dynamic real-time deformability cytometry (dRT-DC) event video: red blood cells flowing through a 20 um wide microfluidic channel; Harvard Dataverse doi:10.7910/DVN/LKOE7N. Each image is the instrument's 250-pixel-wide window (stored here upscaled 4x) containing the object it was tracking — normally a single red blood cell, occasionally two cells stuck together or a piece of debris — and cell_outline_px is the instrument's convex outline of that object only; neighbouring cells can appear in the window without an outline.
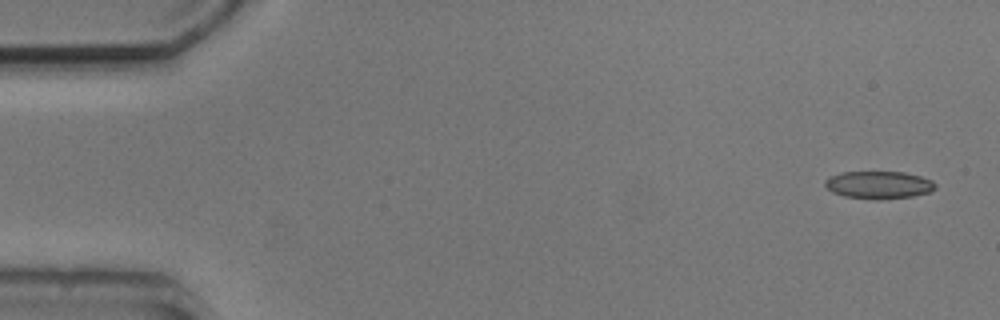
{"species": "common noctule bat (a hibernating species)", "species_latin": "Nyctalus noctula", "temperature_condition": "cold", "stored_images_in_passage": 6, "camera_frame_rate_fps": 3000, "um_per_image_px": 0.085, "animal": {"sex": "male", "body_mass_g": 20.5, "forearm_length_mm": 52.5}, "frame": {"image": 1, "passage_image": 1, "time_ms": 0.0, "image_size_px": [1000, 320], "cell_outline_px": [[936, 188], [932, 192], [912, 196], [876, 200], [844, 196], [832, 192], [824, 184], [824, 180], [828, 176], [840, 172], [904, 172], [920, 176], [932, 180], [936, 184]], "centroid_in_image_um": [74.69, 15.71], "position_along_channel_um": 10.3, "area_um2": 17.92}}
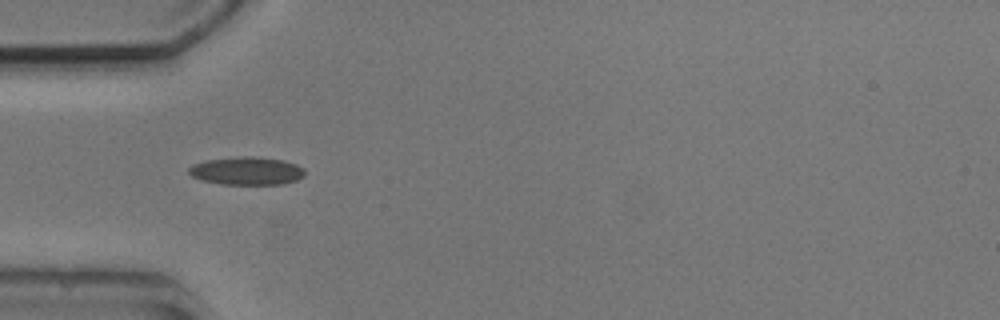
{"frame": {"image": 2, "passage_image": 4, "time_ms": 4.667, "image_size_px": [1000, 320], "cell_outline_px": [[304, 176], [296, 180], [280, 184], [220, 184], [200, 180], [192, 176], [188, 172], [188, 168], [192, 164], [204, 160], [240, 156], [256, 156], [284, 160], [296, 164], [304, 168]], "centroid_in_image_um": [20.94, 14.51], "position_along_channel_um": 64.1, "area_um2": 19.13}}